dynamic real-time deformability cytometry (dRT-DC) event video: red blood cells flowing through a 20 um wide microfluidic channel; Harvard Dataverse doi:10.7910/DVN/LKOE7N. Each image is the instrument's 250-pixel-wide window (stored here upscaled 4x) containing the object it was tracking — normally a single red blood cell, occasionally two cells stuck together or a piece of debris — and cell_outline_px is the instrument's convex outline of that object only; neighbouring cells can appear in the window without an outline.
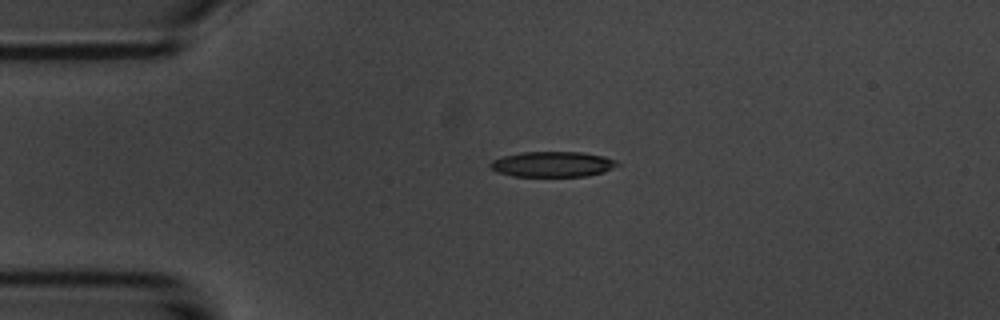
{"species": "common noctule bat (a hibernating species)", "species_latin": "Nyctalus noctula", "temperature_condition": "room temperature", "stored_images_in_passage": 5, "camera_frame_rate_fps": 3000, "um_per_image_px": 0.085, "animal": {"sex": "male", "body_mass_g": 20.1, "forearm_length_mm": 53.5}, "frame": {"image": 1, "passage_image": 5, "time_ms": 4.667, "image_size_px": [1000, 320], "cell_outline_px": [[620, 164], [604, 172], [588, 176], [512, 176], [496, 172], [488, 164], [492, 160], [504, 156], [524, 152], [580, 152], [604, 156], [616, 160]], "centroid_in_image_um": [46.97, 13.96], "position_along_channel_um": 38.0, "area_um2": 18.79}}